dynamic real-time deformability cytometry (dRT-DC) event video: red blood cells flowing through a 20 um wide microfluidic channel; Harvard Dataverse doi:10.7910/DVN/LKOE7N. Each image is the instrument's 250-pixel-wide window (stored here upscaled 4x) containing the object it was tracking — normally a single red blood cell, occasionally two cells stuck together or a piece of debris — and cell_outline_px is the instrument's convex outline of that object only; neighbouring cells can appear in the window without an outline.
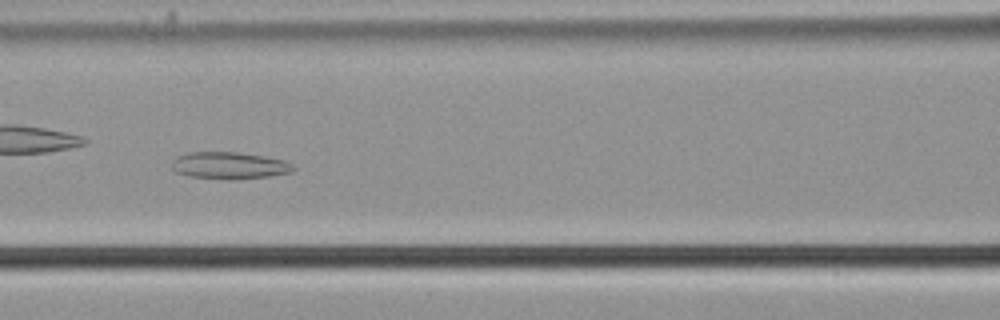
{"species": "common noctule bat (a hibernating species)", "species_latin": "Nyctalus noctula", "temperature_condition": "cold", "stored_images_in_passage": 57, "camera_frame_rate_fps": 3000, "um_per_image_px": 0.085, "animal": {"sex": "male", "body_mass_g": 21.5, "forearm_length_mm": 52.0}, "frame": {"image": 1, "passage_image": 26, "time_ms": 8.333, "image_size_px": [1000, 320], "cell_outline_px": [[296, 168], [292, 172], [268, 176], [188, 176], [176, 172], [172, 168], [172, 160], [176, 156], [188, 152], [236, 152], [264, 156], [284, 160], [292, 164]], "centroid_in_image_um": [19.48, 14.0], "position_along_channel_um": 147.1, "area_um2": 18.03}}
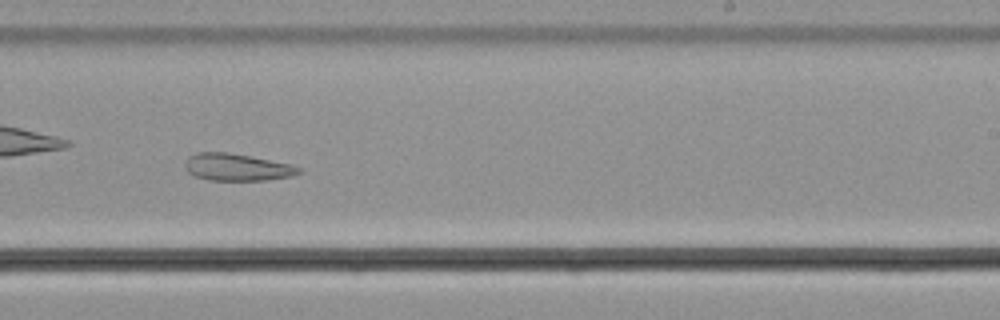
{"frame": {"image": 2, "passage_image": 36, "time_ms": 11.667, "image_size_px": [1000, 320], "cell_outline_px": [[304, 172], [292, 176], [268, 180], [208, 180], [196, 176], [188, 172], [184, 168], [184, 164], [188, 156], [196, 152], [228, 152], [252, 156], [292, 164], [304, 168]], "centroid_in_image_um": [20.19, 14.2], "position_along_channel_um": 268.8, "area_um2": 18.38}}
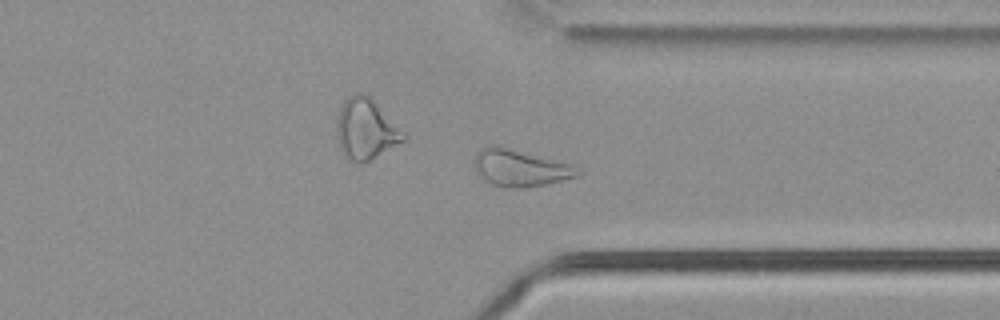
{"frame": {"image": 3, "passage_image": 44, "time_ms": 14.333, "image_size_px": [1000, 320], "cell_outline_px": [[584, 172], [580, 176], [544, 184], [520, 188], [508, 188], [492, 184], [484, 180], [476, 172], [472, 164], [476, 152], [480, 148], [492, 144], [572, 164]], "centroid_in_image_um": [44.19, 14.27], "position_along_channel_um": 367.2, "area_um2": 22.31}, "authors_computed_cell_mechanics": {"area_um2": 26.9348, "velocity_mm_per_s": 3.66, "shape_relaxation_time_tau1_ms": null, "shape_relaxation_time_tau2_ms": 7.2051, "deformation_change_tau1": null, "deformation_change_tau2": 0.176}}